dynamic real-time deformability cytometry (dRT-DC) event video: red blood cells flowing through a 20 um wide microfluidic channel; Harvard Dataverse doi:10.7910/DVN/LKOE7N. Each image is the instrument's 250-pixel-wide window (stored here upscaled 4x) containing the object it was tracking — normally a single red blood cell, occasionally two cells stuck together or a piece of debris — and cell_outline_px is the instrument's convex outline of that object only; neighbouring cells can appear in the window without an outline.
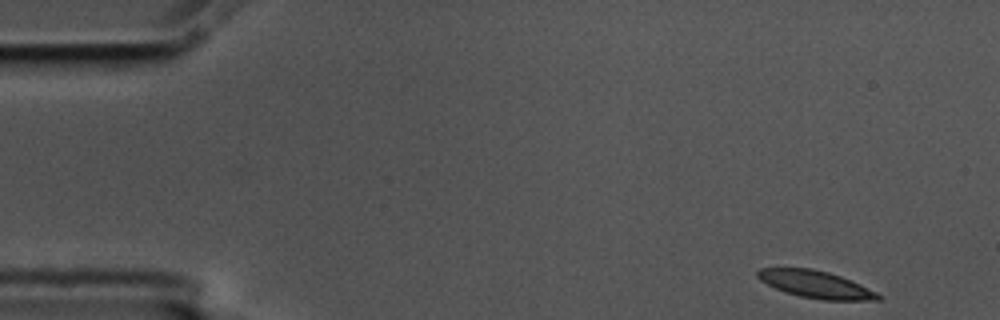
{"species": "common noctule bat (a hibernating species)", "species_latin": "Nyctalus noctula", "temperature_condition": "cold", "stored_images_in_passage": 44, "camera_frame_rate_fps": 3000, "um_per_image_px": 0.085, "animal": {"sex": "male", "body_mass_g": 17.5, "forearm_length_mm": 52.3}, "frame": {"image": 1, "passage_image": 1, "time_ms": 0.0, "image_size_px": [1000, 320], "cell_outline_px": [[884, 296], [880, 300], [824, 300], [800, 296], [776, 288], [760, 280], [756, 276], [756, 272], [760, 268], [812, 268], [828, 272], [840, 276], [860, 284]], "centroid_in_image_um": [69.36, 24.17], "position_along_channel_um": 15.6, "area_um2": 18.96}}
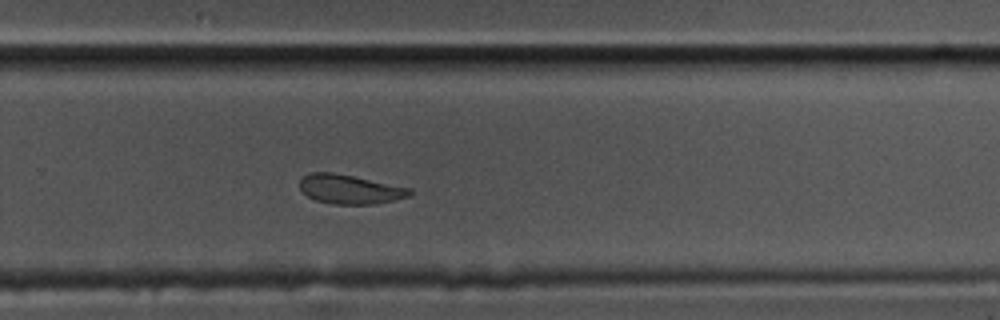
{"frame": {"image": 2, "passage_image": 34, "time_ms": 11.0, "image_size_px": [1000, 320], "cell_outline_px": [[412, 192], [408, 196], [376, 204], [332, 204], [316, 200], [308, 196], [300, 188], [300, 180], [304, 176], [312, 172], [332, 172], [412, 188]], "centroid_in_image_um": [29.73, 16.09], "position_along_channel_um": 300.1, "area_um2": 18.5}}
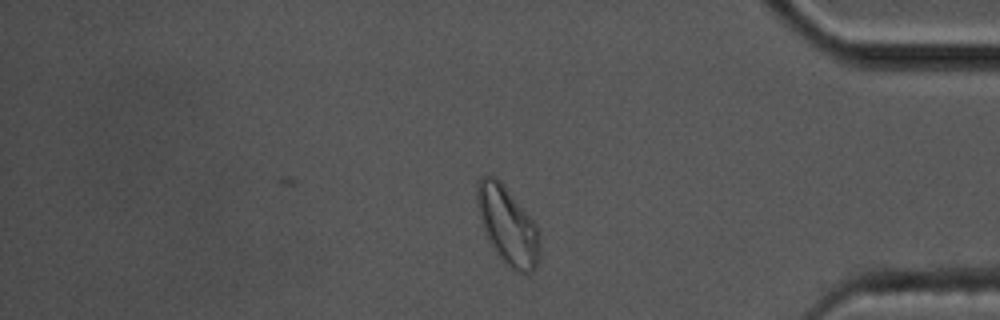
{"frame": {"image": 3, "passage_image": 44, "time_ms": 14.333, "image_size_px": [1000, 320], "cell_outline_px": [[540, 256], [536, 268], [532, 272], [516, 272], [492, 248], [484, 232], [480, 220], [476, 204], [476, 184], [480, 176], [496, 176], [504, 184], [536, 224], [540, 232]], "centroid_in_image_um": [43.15, 19.14], "position_along_channel_um": 392.1, "area_um2": 28.73}, "authors_computed_cell_mechanics": {"area_um2": 19.4208, "velocity_mm_per_s": 3.5279, "shape_relaxation_time_tau1_ms": 4.209, "shape_relaxation_time_tau2_ms": 2.4224, "deformation_change_tau1": 0.1292, "deformation_change_tau2": 0.076}}